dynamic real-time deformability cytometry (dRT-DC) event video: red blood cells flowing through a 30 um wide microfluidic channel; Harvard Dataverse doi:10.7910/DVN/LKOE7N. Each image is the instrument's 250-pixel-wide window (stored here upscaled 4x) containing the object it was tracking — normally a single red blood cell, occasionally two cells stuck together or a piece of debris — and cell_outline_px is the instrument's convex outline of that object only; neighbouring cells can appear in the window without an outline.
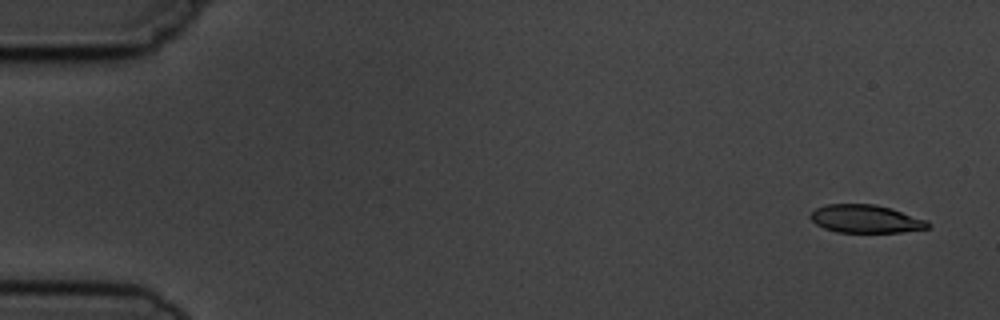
{"species": "common noctule bat (a hibernating species)", "species_latin": "Nyctalus noctula", "temperature_condition": "cold", "stored_images_in_passage": 3, "camera_frame_rate_fps": 3000, "um_per_image_px": 0.085, "animal": {"sex": "male", "body_mass_g": 19.5, "forearm_length_mm": 54.6}, "frame": {"image": 1, "passage_image": 1, "time_ms": 0.0, "image_size_px": [1000, 320], "cell_outline_px": [[932, 224], [928, 228], [900, 232], [836, 232], [824, 228], [816, 224], [808, 216], [816, 208], [824, 204], [876, 204], [892, 208], [928, 220]], "centroid_in_image_um": [73.6, 18.6], "position_along_channel_um": 11.4, "area_um2": 19.36}}